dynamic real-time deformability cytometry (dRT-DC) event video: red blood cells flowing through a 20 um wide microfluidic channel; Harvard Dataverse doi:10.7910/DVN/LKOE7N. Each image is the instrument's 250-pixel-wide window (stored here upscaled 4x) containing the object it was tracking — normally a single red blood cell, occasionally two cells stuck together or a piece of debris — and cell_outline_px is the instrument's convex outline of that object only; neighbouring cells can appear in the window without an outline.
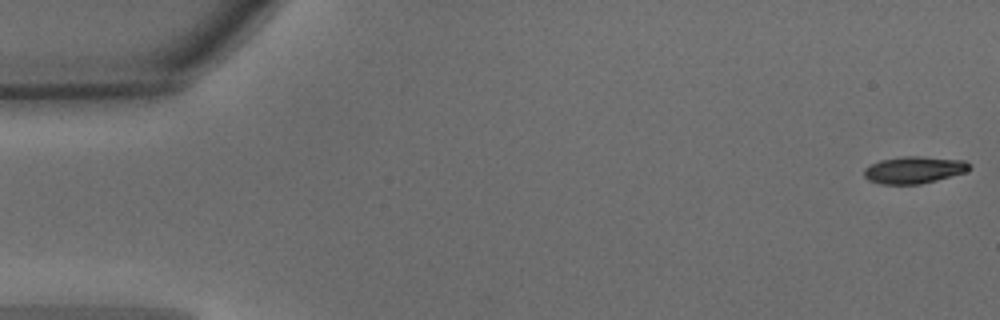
{"species": "common noctule bat (a hibernating species)", "species_latin": "Nyctalus noctula", "temperature_condition": "warm", "stored_images_in_passage": 50, "camera_frame_rate_fps": 3000, "um_per_image_px": 0.085, "animal": {"sex": "male", "body_mass_g": 15.6}, "frame": {"image": 1, "passage_image": 1, "time_ms": 0.0, "image_size_px": [1000, 320], "cell_outline_px": [[972, 168], [968, 172], [920, 184], [880, 184], [868, 180], [864, 176], [864, 168], [880, 160], [904, 156], [920, 156], [964, 160]], "centroid_in_image_um": [77.7, 14.44], "position_along_channel_um": 7.3, "area_um2": 16.65}}
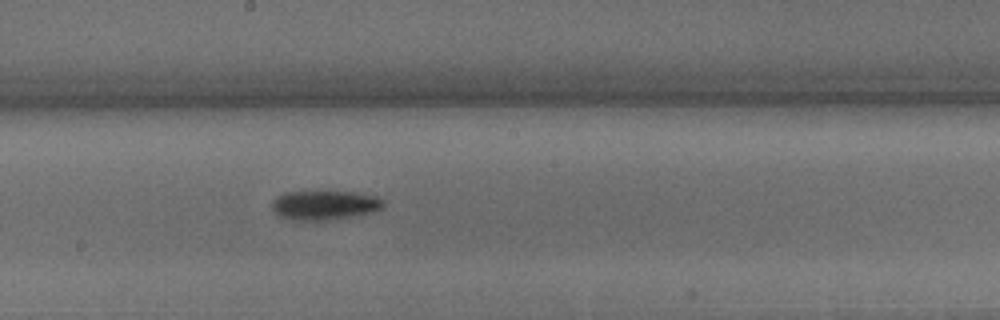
{"frame": {"image": 2, "passage_image": 27, "time_ms": 8.667, "image_size_px": [1000, 320], "cell_outline_px": [[384, 204], [380, 208], [372, 212], [352, 216], [328, 220], [288, 220], [280, 216], [272, 208], [272, 200], [284, 192], [360, 192], [376, 196], [384, 200]], "centroid_in_image_um": [27.58, 17.43], "position_along_channel_um": 220.6, "area_um2": 18.96}}
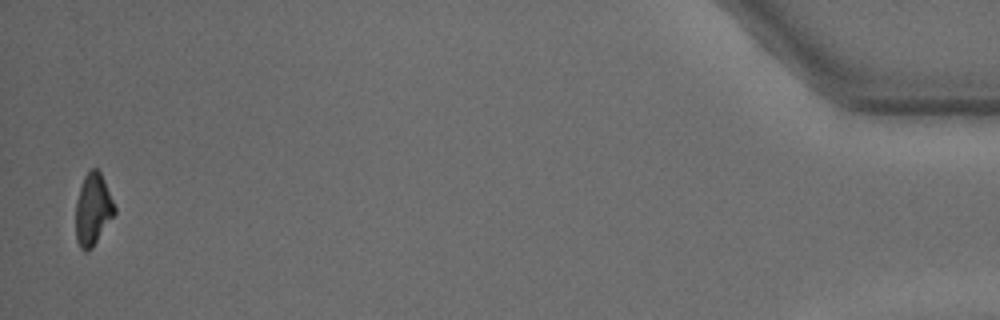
{"frame": {"image": 3, "passage_image": 49, "time_ms": 16.0, "image_size_px": [1000, 320], "cell_outline_px": [[116, 212], [92, 248], [88, 252], [84, 252], [80, 248], [76, 240], [76, 200], [84, 176], [92, 168], [96, 168], [100, 172], [116, 208]], "centroid_in_image_um": [7.88, 17.84], "position_along_channel_um": 427.3, "area_um2": 16.13}, "authors_computed_cell_mechanics": {"area_um2": 17.5423, "velocity_mm_per_s": 4.0648, "shape_relaxation_time_tau1_ms": 2.8802, "shape_relaxation_time_tau2_ms": null, "deformation_change_tau1": 0.1284, "deformation_change_tau2": null}}